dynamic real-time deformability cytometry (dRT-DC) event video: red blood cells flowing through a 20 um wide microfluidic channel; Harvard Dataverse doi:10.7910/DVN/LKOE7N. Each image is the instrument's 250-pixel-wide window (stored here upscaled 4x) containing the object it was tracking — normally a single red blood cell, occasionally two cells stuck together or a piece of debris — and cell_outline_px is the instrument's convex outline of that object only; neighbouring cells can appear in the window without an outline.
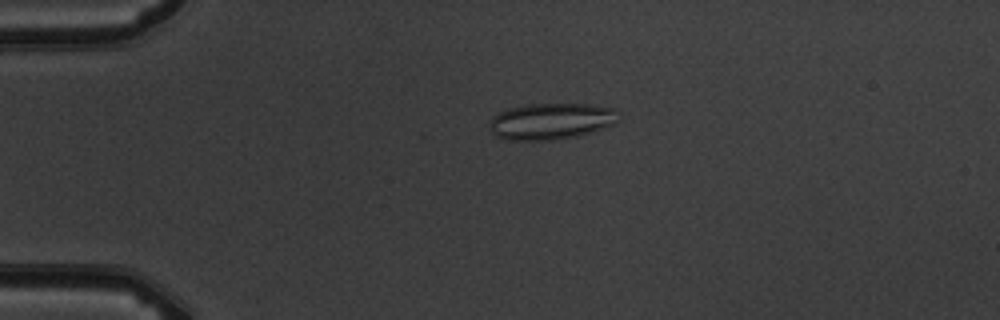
{"species": "common noctule bat (a hibernating species)", "species_latin": "Nyctalus noctula", "temperature_condition": "warm", "stored_images_in_passage": 5, "camera_frame_rate_fps": 3000, "um_per_image_px": 0.085, "animal": {"sex": "male", "body_mass_g": 19.5, "forearm_length_mm": 54.6}, "frame": {"image": 1, "passage_image": 4, "time_ms": 3.333, "image_size_px": [1000, 320], "cell_outline_px": [[620, 112], [616, 120], [612, 124], [592, 132], [576, 136], [556, 140], [504, 140], [496, 136], [488, 128], [488, 124], [492, 116], [508, 108], [528, 104], [588, 104], [616, 108]], "centroid_in_image_um": [46.81, 10.3], "position_along_channel_um": 38.2, "area_um2": 27.57}}